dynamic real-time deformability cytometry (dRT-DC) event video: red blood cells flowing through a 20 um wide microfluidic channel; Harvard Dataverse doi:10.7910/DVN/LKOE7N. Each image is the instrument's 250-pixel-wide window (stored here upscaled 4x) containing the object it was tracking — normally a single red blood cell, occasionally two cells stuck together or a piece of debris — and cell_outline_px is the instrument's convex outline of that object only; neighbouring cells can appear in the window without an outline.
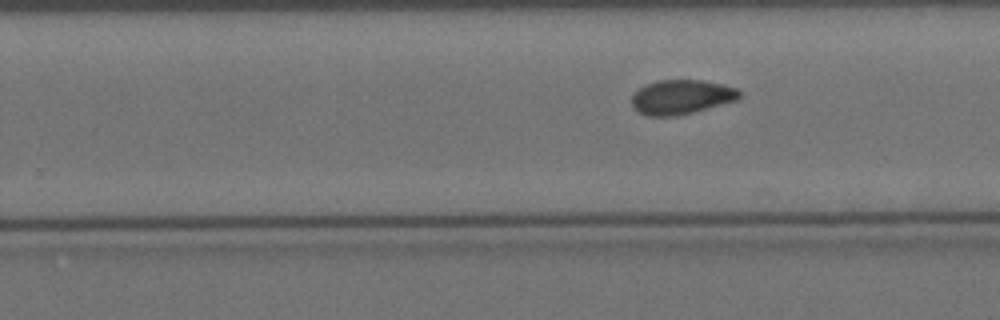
{"species": "Egyptian fruit bat (a non-hibernating species)", "species_latin": "Rousettus aegyptiacus", "temperature_condition": "cold", "stored_images_in_passage": 8, "segment_of_instrument_passage": [2, 2], "camera_frame_rate_fps": 3000, "um_per_image_px": 0.085, "animal": {"sex": "female"}, "frame": {"image": 1, "passage_image": 8, "time_ms": 9.0, "image_size_px": [1000, 320], "cell_outline_px": [[740, 100], [676, 116], [648, 116], [640, 112], [632, 104], [632, 96], [644, 84], [656, 80], [704, 80], [724, 84], [736, 88], [740, 92]], "centroid_in_image_um": [57.96, 8.23], "position_along_channel_um": 271.8, "area_um2": 21.68}}